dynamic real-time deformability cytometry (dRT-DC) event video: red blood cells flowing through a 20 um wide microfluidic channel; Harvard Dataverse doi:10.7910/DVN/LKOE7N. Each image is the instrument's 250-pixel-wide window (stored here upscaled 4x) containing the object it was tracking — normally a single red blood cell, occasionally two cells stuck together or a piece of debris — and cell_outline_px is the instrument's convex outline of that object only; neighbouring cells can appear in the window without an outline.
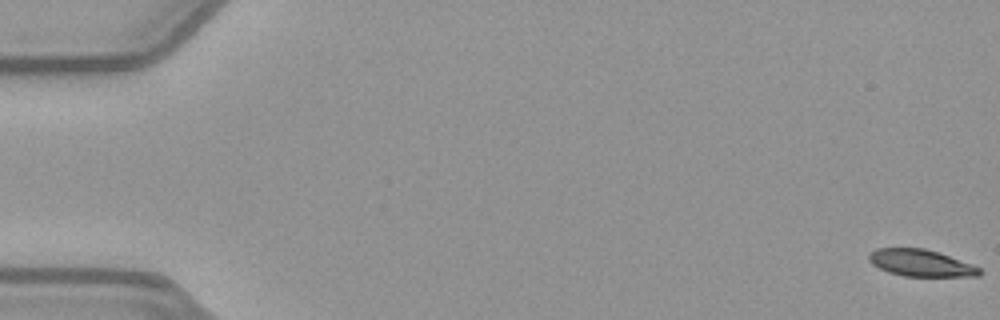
{"species": "common noctule bat (a hibernating species)", "species_latin": "Nyctalus noctula", "temperature_condition": "warm", "stored_images_in_passage": 17, "camera_frame_rate_fps": 3000, "um_per_image_px": 0.085, "animal": {"sex": "female", "body_mass_g": 21.9}, "frame": {"image": 1, "passage_image": 1, "time_ms": 0.0, "image_size_px": [1000, 320], "cell_outline_px": [[984, 272], [980, 276], [904, 276], [888, 272], [872, 264], [868, 260], [868, 256], [876, 248], [924, 248], [940, 252], [972, 264], [980, 268]], "centroid_in_image_um": [78.3, 22.35], "position_along_channel_um": 6.7, "area_um2": 17.4}}
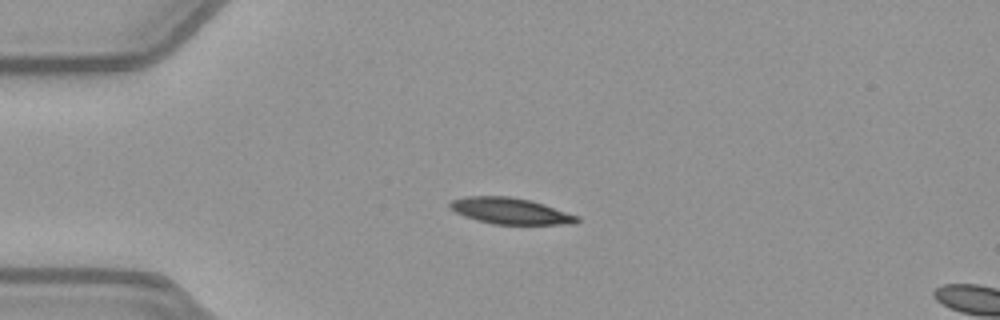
{"frame": {"image": 2, "passage_image": 14, "time_ms": 4.333, "image_size_px": [1000, 320], "cell_outline_px": [[580, 220], [576, 224], [492, 224], [476, 220], [464, 216], [448, 208], [448, 204], [452, 200], [468, 196], [512, 196], [532, 200], [580, 216]], "centroid_in_image_um": [43.4, 17.93], "position_along_channel_um": 41.6, "area_um2": 19.65}}